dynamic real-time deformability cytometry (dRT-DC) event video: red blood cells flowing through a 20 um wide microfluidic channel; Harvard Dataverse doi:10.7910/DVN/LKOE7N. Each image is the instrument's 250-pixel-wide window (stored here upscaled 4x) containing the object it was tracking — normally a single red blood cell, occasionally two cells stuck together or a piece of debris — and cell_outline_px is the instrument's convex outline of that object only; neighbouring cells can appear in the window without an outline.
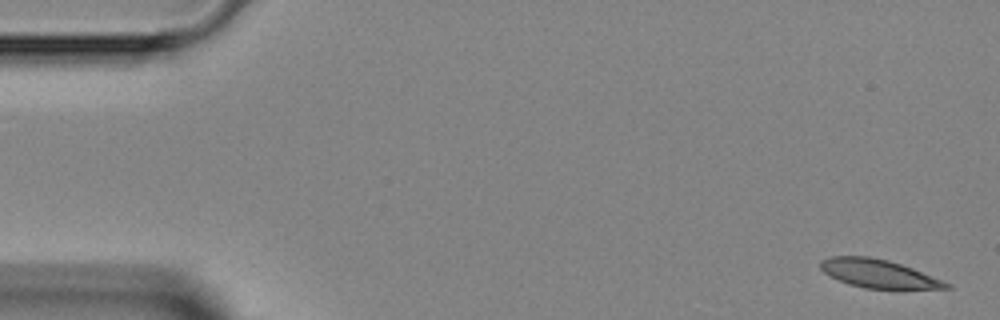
{"species": "Egyptian fruit bat (a non-hibernating species)", "species_latin": "Rousettus aegyptiacus", "temperature_condition": "room temperature", "stored_images_in_passage": 6, "camera_frame_rate_fps": 3000, "um_per_image_px": 0.085, "animal": {"sex": "female"}, "frame": {"image": 1, "passage_image": 1, "time_ms": 0.0, "image_size_px": [1000, 320], "cell_outline_px": [[952, 288], [864, 288], [848, 284], [824, 272], [820, 268], [820, 260], [832, 256], [868, 256], [888, 260], [912, 268], [952, 284]], "centroid_in_image_um": [74.64, 23.24], "position_along_channel_um": 10.4, "area_um2": 20.4}}
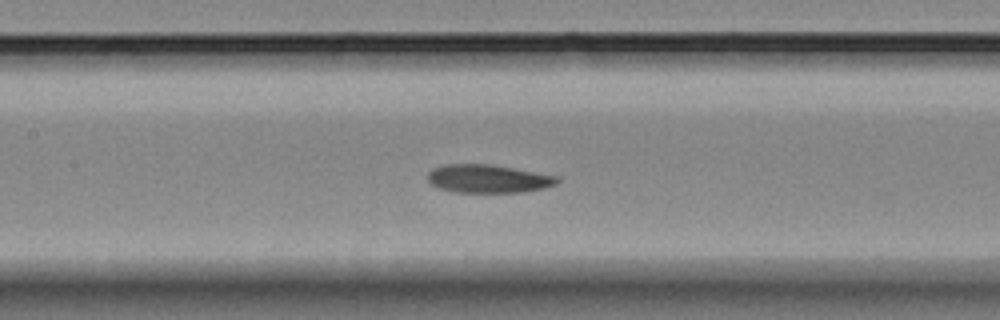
{"frame": {"image": 2, "passage_image": 6, "time_ms": 6.667, "image_size_px": [1000, 320], "cell_outline_px": [[560, 180], [556, 184], [544, 188], [524, 192], [456, 192], [440, 188], [432, 184], [428, 180], [428, 172], [432, 168], [444, 164], [492, 164], [556, 176]], "centroid_in_image_um": [41.48, 15.18], "position_along_channel_um": 165.9, "area_um2": 21.21}}